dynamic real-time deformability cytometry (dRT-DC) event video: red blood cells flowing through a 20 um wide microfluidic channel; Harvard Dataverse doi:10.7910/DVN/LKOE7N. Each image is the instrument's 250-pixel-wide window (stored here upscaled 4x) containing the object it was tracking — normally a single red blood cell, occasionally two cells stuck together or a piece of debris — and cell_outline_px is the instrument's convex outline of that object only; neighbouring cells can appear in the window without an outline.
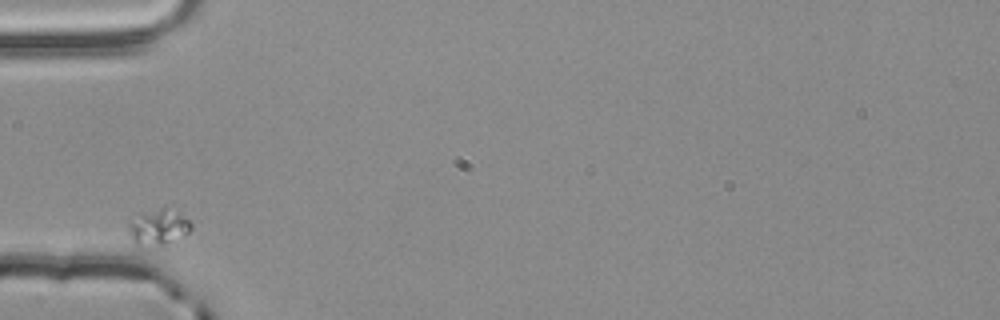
{"species": "common noctule bat (a hibernating species)", "species_latin": "Nyctalus noctula", "temperature_condition": "room temperature", "stored_images_in_passage": 3, "camera_frame_rate_fps": 3000, "um_per_image_px": 0.085, "animal": {"sex": "male", "body_mass_g": 20.4}, "frame": {"image": 1, "passage_image": 1, "time_ms": 0.0, "image_size_px": [1000, 320], "cell_outline_px": [[192, 228], [188, 232], [164, 244], [136, 244], [132, 240], [128, 232], [128, 220], [164, 204], [180, 212], [192, 224]], "centroid_in_image_um": [13.45, 19.22], "position_along_channel_um": 71.5, "area_um2": 13.01}}